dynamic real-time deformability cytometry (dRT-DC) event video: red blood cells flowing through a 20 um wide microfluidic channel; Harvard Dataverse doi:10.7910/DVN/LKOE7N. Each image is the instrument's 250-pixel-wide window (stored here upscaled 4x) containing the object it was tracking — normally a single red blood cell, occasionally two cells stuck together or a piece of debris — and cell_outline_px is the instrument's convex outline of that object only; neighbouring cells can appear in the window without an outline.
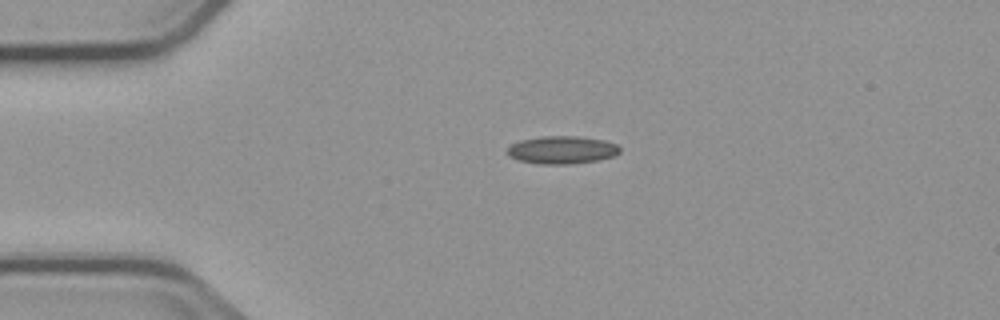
{"species": "common noctule bat (a hibernating species)", "species_latin": "Nyctalus noctula", "temperature_condition": "cold", "stored_images_in_passage": 3, "camera_frame_rate_fps": 3000, "um_per_image_px": 0.085, "animal": {"sex": "male", "body_mass_g": 23.1, "forearm_length_mm": 52.7}, "frame": {"image": 1, "passage_image": 2, "time_ms": 1.333, "image_size_px": [1000, 320], "cell_outline_px": [[620, 152], [612, 156], [596, 160], [564, 164], [544, 164], [520, 160], [512, 156], [508, 152], [508, 148], [512, 144], [520, 140], [544, 136], [576, 136], [604, 140], [616, 144], [620, 148]], "centroid_in_image_um": [47.79, 12.73], "position_along_channel_um": 37.2, "area_um2": 17.74}}